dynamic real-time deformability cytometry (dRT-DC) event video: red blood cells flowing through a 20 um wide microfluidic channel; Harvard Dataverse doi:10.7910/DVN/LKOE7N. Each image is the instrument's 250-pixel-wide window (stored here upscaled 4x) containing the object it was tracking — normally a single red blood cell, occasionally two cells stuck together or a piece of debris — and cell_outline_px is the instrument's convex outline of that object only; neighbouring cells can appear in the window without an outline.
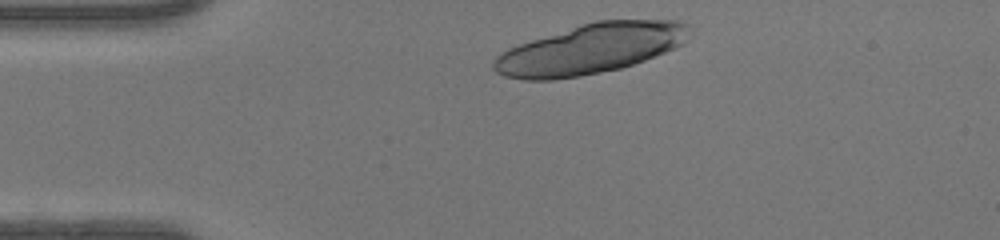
{"species": "human", "species_latin": "Homo sapiens", "temperature_condition": "warm", "stored_images_in_passage": 31, "camera_frame_rate_fps": 3000, "um_per_image_px": 0.085, "donor": {"sex": "female"}, "frame": {"image": 1, "passage_image": 2, "time_ms": 0.333, "image_size_px": [1000, 240], "cell_outline_px": [[692, 32], [684, 44], [676, 48], [644, 60], [620, 68], [580, 76], [552, 80], [524, 80], [504, 76], [496, 72], [492, 68], [492, 60], [496, 56], [508, 48], [580, 24], [596, 20], [680, 20], [688, 24], [692, 28]], "centroid_in_image_um": [50.22, 4.15], "position_along_channel_um": 34.8, "area_um2": 57.16}}